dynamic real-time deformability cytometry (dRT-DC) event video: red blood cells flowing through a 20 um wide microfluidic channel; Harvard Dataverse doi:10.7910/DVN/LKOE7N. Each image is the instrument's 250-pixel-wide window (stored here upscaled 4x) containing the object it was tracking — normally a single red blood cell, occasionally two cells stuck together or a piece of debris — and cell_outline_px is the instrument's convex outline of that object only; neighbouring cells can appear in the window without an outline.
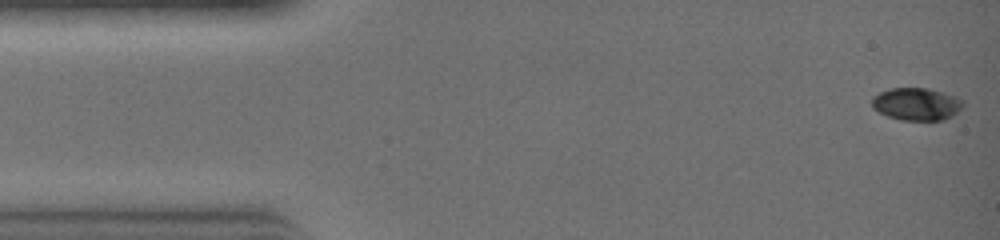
{"species": "common noctule bat (a hibernating species)", "species_latin": "Nyctalus noctula", "temperature_condition": "warm", "stored_images_in_passage": 6, "camera_frame_rate_fps": 3000, "um_per_image_px": 0.085, "animal": {"sex": "female", "body_mass_g": 19.0, "forearm_length_mm": 51.5}, "frame": {"image": 1, "passage_image": 1, "time_ms": 0.0, "image_size_px": [1000, 240], "cell_outline_px": [[964, 104], [952, 116], [944, 120], [900, 120], [888, 116], [872, 108], [872, 96], [888, 88], [928, 88], [964, 100]], "centroid_in_image_um": [77.87, 8.84], "position_along_channel_um": 7.1, "area_um2": 17.17}}